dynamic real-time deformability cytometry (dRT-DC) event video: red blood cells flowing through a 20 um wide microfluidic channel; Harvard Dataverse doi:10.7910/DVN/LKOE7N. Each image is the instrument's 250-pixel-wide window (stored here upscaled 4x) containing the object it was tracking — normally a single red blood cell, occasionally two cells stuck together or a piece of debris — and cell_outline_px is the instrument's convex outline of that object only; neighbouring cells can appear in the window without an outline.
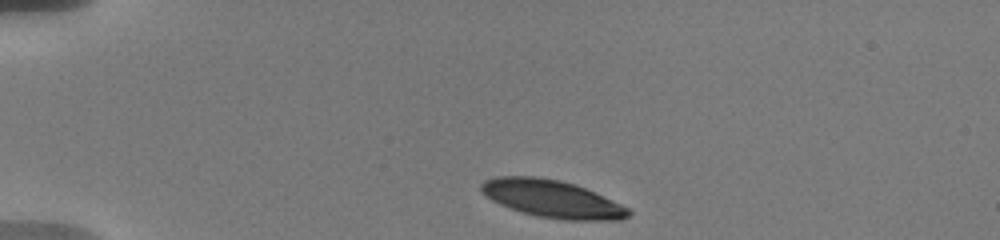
{"species": "human", "species_latin": "Homo sapiens", "temperature_condition": "warm", "stored_images_in_passage": 22, "camera_frame_rate_fps": 3000, "um_per_image_px": 0.085, "donor": {"sex": "male"}, "frame": {"image": 1, "passage_image": 1, "time_ms": 0.0, "image_size_px": [1000, 240], "cell_outline_px": [[632, 212], [628, 216], [620, 220], [564, 220], [536, 216], [520, 212], [500, 204], [492, 200], [480, 188], [480, 184], [484, 180], [496, 176], [536, 176], [560, 180], [576, 184], [612, 200], [628, 208]], "centroid_in_image_um": [46.92, 16.9], "position_along_channel_um": 38.1, "area_um2": 32.14}}
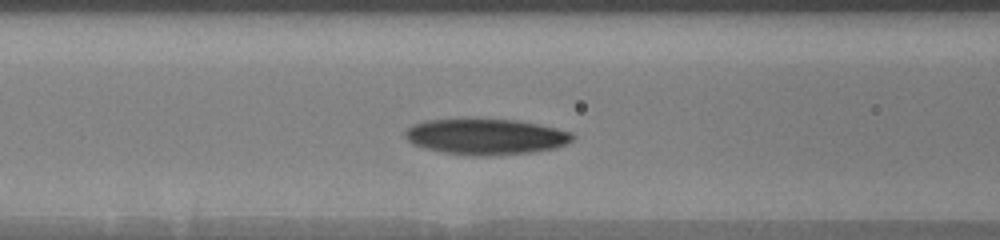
{"frame": {"image": 2, "passage_image": 9, "time_ms": 4.0, "image_size_px": [1000, 240], "cell_outline_px": [[576, 136], [572, 140], [556, 148], [532, 152], [488, 156], [472, 156], [444, 152], [424, 148], [412, 144], [404, 136], [404, 132], [412, 124], [428, 120], [516, 120], [556, 128], [572, 132]], "centroid_in_image_um": [41.29, 11.63], "position_along_channel_um": 125.3, "area_um2": 34.68}}
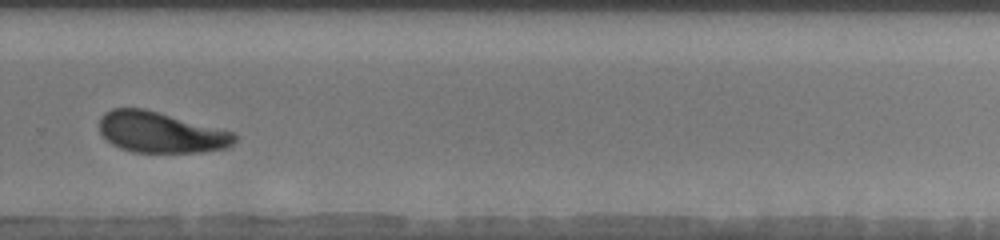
{"frame": {"image": 3, "passage_image": 20, "time_ms": 9.333, "image_size_px": [1000, 240], "cell_outline_px": [[236, 140], [228, 148], [200, 152], [132, 152], [120, 148], [112, 144], [100, 132], [100, 116], [104, 112], [112, 108], [144, 108], [236, 132]], "centroid_in_image_um": [13.68, 11.24], "position_along_channel_um": 316.1, "area_um2": 32.37}}